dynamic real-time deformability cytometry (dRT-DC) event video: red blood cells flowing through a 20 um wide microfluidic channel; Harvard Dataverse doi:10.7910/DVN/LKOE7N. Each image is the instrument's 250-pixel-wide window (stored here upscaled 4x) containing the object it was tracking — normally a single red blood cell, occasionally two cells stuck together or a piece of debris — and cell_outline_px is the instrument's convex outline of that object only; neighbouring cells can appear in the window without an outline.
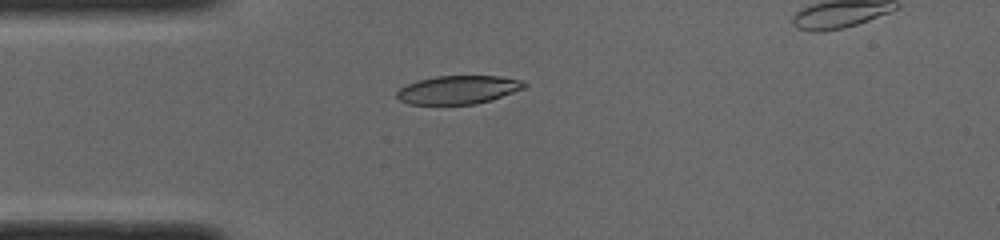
{"species": "common noctule bat (a hibernating species)", "species_latin": "Nyctalus noctula", "temperature_condition": "cold", "stored_images_in_passage": 35, "camera_frame_rate_fps": 3000, "um_per_image_px": 0.085, "animal": {"sex": "male", "body_mass_g": 19.0, "forearm_length_mm": 50.8}, "frame": {"image": 1, "passage_image": 1, "time_ms": 0.0, "image_size_px": [1000, 240], "cell_outline_px": [[528, 84], [524, 88], [476, 104], [408, 104], [400, 100], [396, 96], [396, 92], [400, 88], [416, 80], [436, 76], [500, 76], [524, 80]], "centroid_in_image_um": [38.93, 7.62], "position_along_channel_um": 46.1, "area_um2": 20.98}}
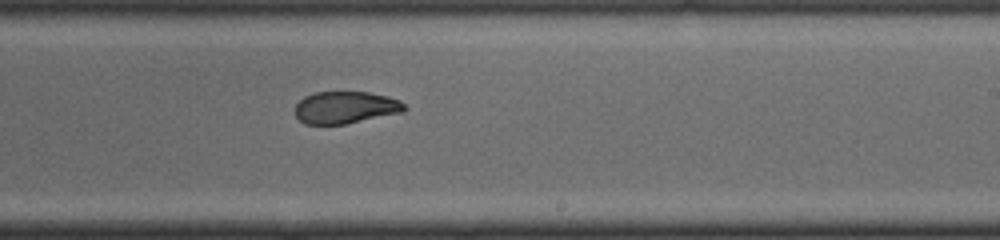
{"frame": {"image": 2, "passage_image": 18, "time_ms": 5.667, "image_size_px": [1000, 240], "cell_outline_px": [[408, 108], [404, 112], [344, 124], [304, 124], [296, 116], [296, 104], [304, 96], [316, 92], [368, 92], [388, 96], [400, 100]], "centroid_in_image_um": [29.39, 9.13], "position_along_channel_um": 259.6, "area_um2": 20.52}}
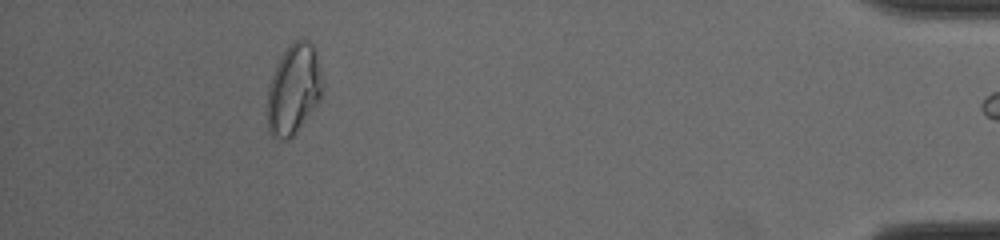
{"frame": {"image": 3, "passage_image": 34, "time_ms": 11.0, "image_size_px": [1000, 240], "cell_outline_px": [[324, 80], [320, 100], [296, 132], [288, 140], [276, 140], [268, 132], [268, 88], [272, 76], [288, 44], [296, 40], [308, 40], [312, 44], [316, 52]], "centroid_in_image_um": [24.98, 7.61], "position_along_channel_um": 410.2, "area_um2": 28.96}, "authors_computed_cell_mechanics": {"area_um2": 21.7328, "velocity_mm_per_s": 3.9923, "shape_relaxation_time_tau1_ms": 7.2176, "shape_relaxation_time_tau2_ms": 1.7704, "deformation_change_tau1": 0.1913, "deformation_change_tau2": 0.0659}}